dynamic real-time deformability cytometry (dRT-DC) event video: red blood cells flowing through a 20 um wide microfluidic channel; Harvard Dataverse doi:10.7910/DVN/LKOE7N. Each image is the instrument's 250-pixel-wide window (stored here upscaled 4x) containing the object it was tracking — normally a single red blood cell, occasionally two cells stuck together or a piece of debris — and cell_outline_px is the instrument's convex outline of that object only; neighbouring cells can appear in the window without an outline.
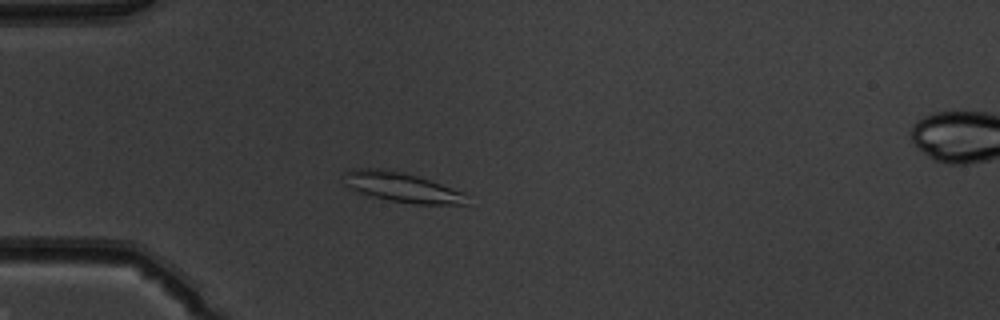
{"species": "common noctule bat (a hibernating species)", "species_latin": "Nyctalus noctula", "temperature_condition": "warm", "stored_images_in_passage": 41, "camera_frame_rate_fps": 3000, "um_per_image_px": 0.085, "animal": {"sex": "male", "body_mass_g": 19.5, "forearm_length_mm": 54.6}, "frame": {"image": 1, "passage_image": 5, "time_ms": 1.333, "image_size_px": [1000, 320], "cell_outline_px": [[468, 204], [412, 204], [388, 200], [356, 192], [344, 184], [344, 172], [352, 168], [384, 168], [404, 172], [420, 176], [464, 192]], "centroid_in_image_um": [34.12, 15.9], "position_along_channel_um": 50.9, "area_um2": 21.62}}
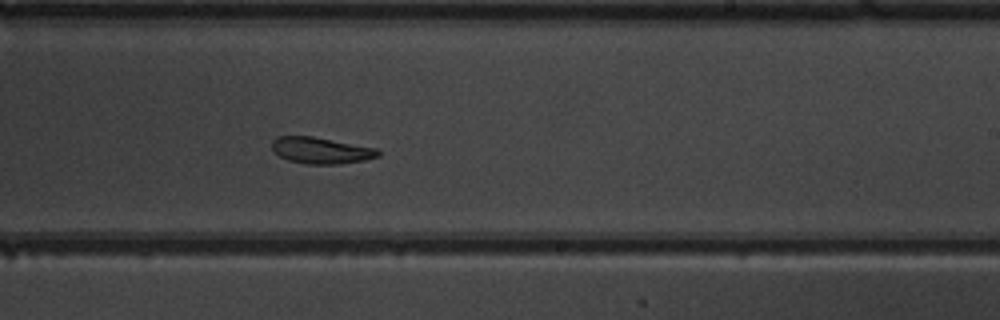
{"frame": {"image": 2, "passage_image": 22, "time_ms": 7.0, "image_size_px": [1000, 320], "cell_outline_px": [[380, 156], [364, 160], [340, 164], [304, 164], [288, 160], [280, 156], [272, 148], [272, 140], [276, 136], [312, 136], [376, 148], [380, 152]], "centroid_in_image_um": [27.28, 12.79], "position_along_channel_um": 261.7, "area_um2": 16.3}}
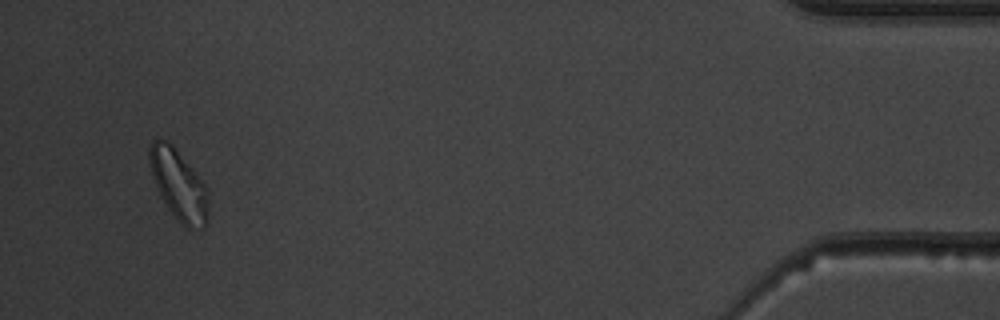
{"frame": {"image": 3, "passage_image": 39, "time_ms": 12.667, "image_size_px": [1000, 320], "cell_outline_px": [[208, 224], [204, 228], [184, 228], [168, 208], [160, 196], [156, 188], [148, 164], [148, 144], [156, 136], [160, 136], [172, 144], [192, 168], [208, 188]], "centroid_in_image_um": [15.16, 15.68], "position_along_channel_um": 420.0, "area_um2": 24.8}, "authors_computed_cell_mechanics": {"area_um2": 17.3978, "velocity_mm_per_s": 4.0124, "shape_relaxation_time_tau1_ms": null, "shape_relaxation_time_tau2_ms": 5.6642, "deformation_change_tau1": null, "deformation_change_tau2": 0.1465}}